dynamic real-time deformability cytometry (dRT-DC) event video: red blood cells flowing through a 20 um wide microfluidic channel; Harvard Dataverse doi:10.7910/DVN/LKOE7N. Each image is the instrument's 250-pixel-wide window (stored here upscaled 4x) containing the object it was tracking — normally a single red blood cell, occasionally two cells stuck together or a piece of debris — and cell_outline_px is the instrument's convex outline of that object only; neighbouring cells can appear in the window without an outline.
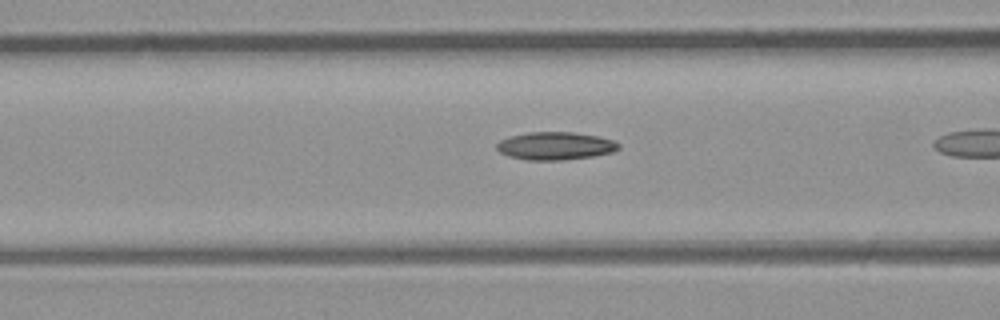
{"species": "common noctule bat (a hibernating species)", "species_latin": "Nyctalus noctula", "temperature_condition": "room temperature", "stored_images_in_passage": 5, "camera_frame_rate_fps": 3000, "um_per_image_px": 0.085, "animal": {"sex": "male", "body_mass_g": 23.1, "forearm_length_mm": 52.7}, "frame": {"image": 1, "passage_image": 4, "time_ms": 1.0, "image_size_px": [1000, 320], "cell_outline_px": [[620, 148], [612, 152], [592, 156], [564, 160], [524, 160], [508, 156], [500, 152], [496, 148], [496, 144], [500, 140], [512, 136], [528, 132], [572, 132], [600, 136], [612, 140], [620, 144]], "centroid_in_image_um": [47.2, 12.4], "position_along_channel_um": 119.4, "area_um2": 19.83}}